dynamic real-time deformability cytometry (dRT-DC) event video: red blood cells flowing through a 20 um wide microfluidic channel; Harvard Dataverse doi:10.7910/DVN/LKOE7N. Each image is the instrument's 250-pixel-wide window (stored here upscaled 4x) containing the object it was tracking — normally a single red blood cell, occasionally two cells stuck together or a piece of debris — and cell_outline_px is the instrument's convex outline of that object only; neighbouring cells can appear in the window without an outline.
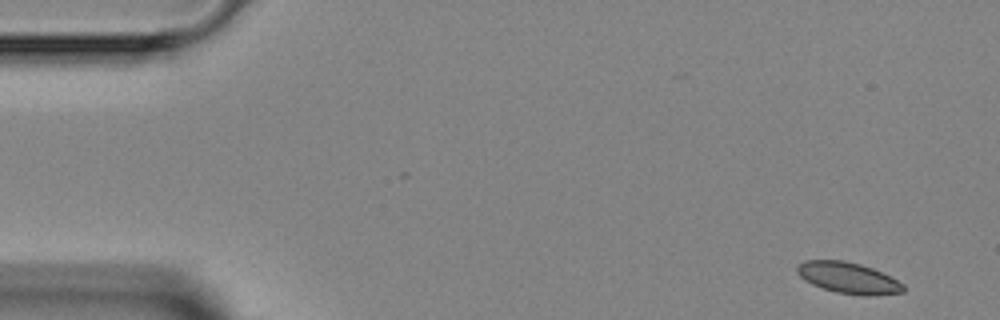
{"species": "Egyptian fruit bat (a non-hibernating species)", "species_latin": "Rousettus aegyptiacus", "temperature_condition": "room temperature", "stored_images_in_passage": 4, "camera_frame_rate_fps": 3000, "um_per_image_px": 0.085, "animal": {"sex": "female"}, "frame": {"image": 1, "passage_image": 1, "time_ms": 0.0, "image_size_px": [1000, 320], "cell_outline_px": [[904, 292], [872, 296], [864, 296], [836, 292], [812, 284], [804, 280], [796, 272], [796, 268], [804, 260], [844, 260], [860, 264], [872, 268], [904, 284]], "centroid_in_image_um": [72.09, 23.62], "position_along_channel_um": 12.9, "area_um2": 19.19}}